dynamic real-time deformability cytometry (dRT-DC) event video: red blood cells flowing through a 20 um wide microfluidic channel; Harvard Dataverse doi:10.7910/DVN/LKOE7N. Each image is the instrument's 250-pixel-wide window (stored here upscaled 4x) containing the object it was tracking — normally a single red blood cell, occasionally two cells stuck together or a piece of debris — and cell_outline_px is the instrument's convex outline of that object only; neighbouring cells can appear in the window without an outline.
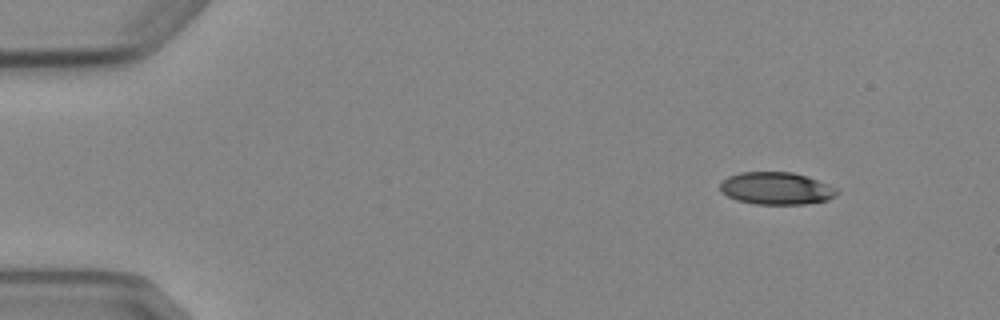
{"species": "Egyptian fruit bat (a non-hibernating species)", "species_latin": "Rousettus aegyptiacus", "temperature_condition": "cold", "stored_images_in_passage": 5, "camera_frame_rate_fps": 3000, "um_per_image_px": 0.085, "animal": {"sex": "female"}, "frame": {"image": 1, "passage_image": 1, "time_ms": 0.0, "image_size_px": [1000, 320], "cell_outline_px": [[840, 192], [836, 196], [828, 200], [804, 204], [752, 204], [736, 200], [720, 192], [720, 180], [728, 176], [740, 172], [792, 172], [808, 176], [828, 184], [836, 188]], "centroid_in_image_um": [65.97, 16.01], "position_along_channel_um": 19.0, "area_um2": 22.37}}
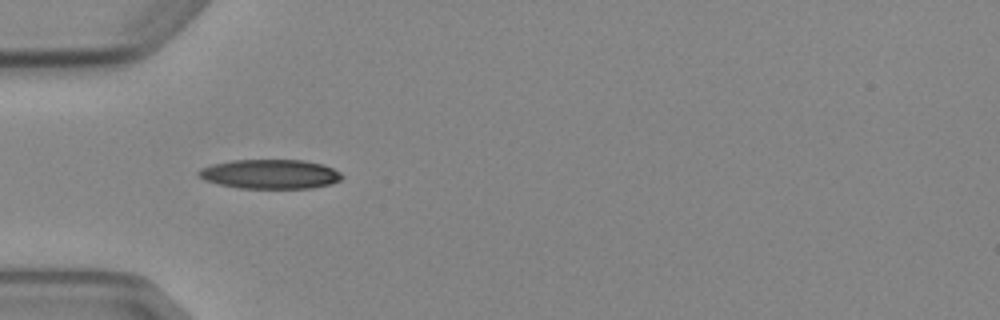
{"frame": {"image": 2, "passage_image": 4, "time_ms": 3.667, "image_size_px": [1000, 320], "cell_outline_px": [[344, 176], [340, 180], [332, 184], [312, 188], [240, 188], [220, 184], [204, 180], [196, 172], [200, 168], [212, 164], [232, 160], [304, 160], [324, 164], [340, 172]], "centroid_in_image_um": [22.99, 14.79], "position_along_channel_um": 62.0, "area_um2": 24.62}}
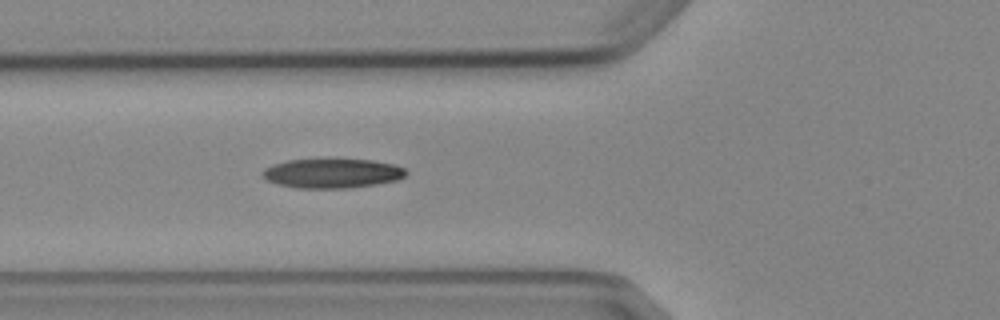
{"frame": {"image": 3, "passage_image": 5, "time_ms": 4.667, "image_size_px": [1000, 320], "cell_outline_px": [[408, 172], [404, 176], [396, 180], [376, 184], [348, 188], [296, 188], [276, 184], [268, 180], [260, 172], [264, 168], [272, 164], [288, 160], [332, 156], [372, 160], [396, 164], [404, 168]], "centroid_in_image_um": [28.22, 14.68], "position_along_channel_um": 97.6, "area_um2": 25.72}}